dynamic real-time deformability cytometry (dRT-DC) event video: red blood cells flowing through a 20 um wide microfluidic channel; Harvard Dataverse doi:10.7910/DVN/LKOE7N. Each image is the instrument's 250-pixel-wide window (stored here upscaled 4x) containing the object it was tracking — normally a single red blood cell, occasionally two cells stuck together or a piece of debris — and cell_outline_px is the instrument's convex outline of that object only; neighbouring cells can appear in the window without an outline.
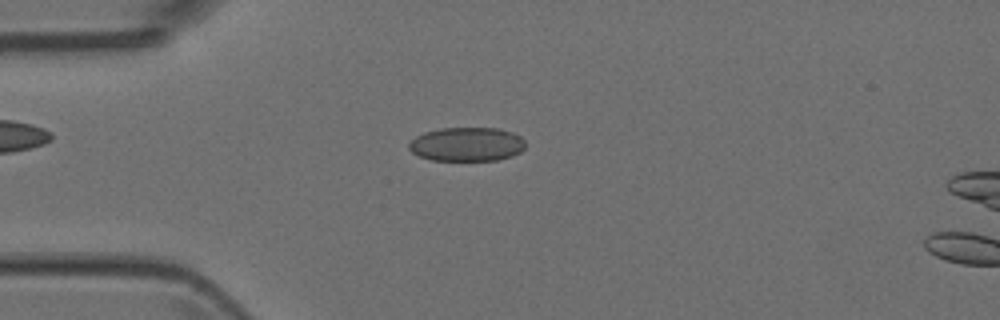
{"species": "Egyptian fruit bat (a non-hibernating species)", "species_latin": "Rousettus aegyptiacus", "temperature_condition": "room temperature", "stored_images_in_passage": 4, "camera_frame_rate_fps": 3000, "um_per_image_px": 0.085, "animal": {"sex": "female"}, "frame": {"image": 1, "passage_image": 3, "time_ms": 0.667, "image_size_px": [1000, 320], "cell_outline_px": [[524, 148], [520, 152], [512, 156], [496, 160], [432, 160], [420, 156], [412, 152], [408, 148], [408, 144], [416, 136], [424, 132], [440, 128], [496, 128], [512, 132], [520, 136], [524, 140]], "centroid_in_image_um": [39.67, 12.26], "position_along_channel_um": 45.3, "area_um2": 23.0}}